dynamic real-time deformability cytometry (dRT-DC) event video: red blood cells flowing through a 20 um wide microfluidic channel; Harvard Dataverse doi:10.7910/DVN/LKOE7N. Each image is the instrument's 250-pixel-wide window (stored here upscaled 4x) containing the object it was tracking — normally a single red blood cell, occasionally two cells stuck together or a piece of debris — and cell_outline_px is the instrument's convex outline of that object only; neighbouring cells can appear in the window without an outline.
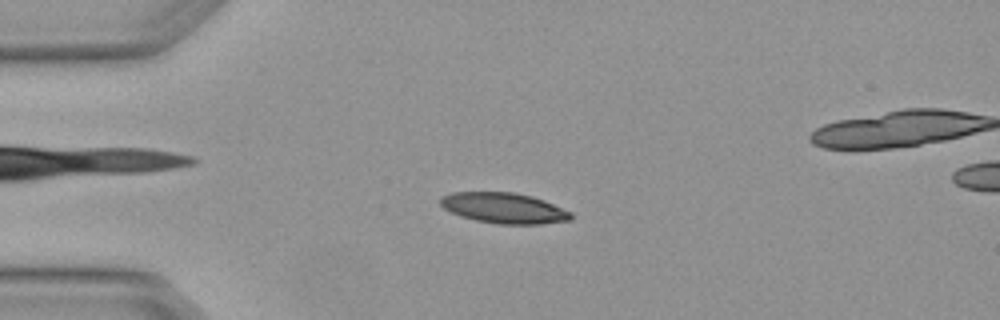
{"species": "Egyptian fruit bat (a non-hibernating species)", "species_latin": "Rousettus aegyptiacus", "temperature_condition": "warm", "stored_images_in_passage": 3, "camera_frame_rate_fps": 3000, "um_per_image_px": 0.085, "animal": {"sex": "female"}, "frame": {"image": 1, "passage_image": 1, "time_ms": 0.0, "image_size_px": [1000, 320], "cell_outline_px": [[572, 220], [540, 224], [496, 224], [476, 220], [460, 216], [444, 208], [440, 204], [440, 196], [452, 192], [512, 192], [532, 196], [544, 200], [572, 212]], "centroid_in_image_um": [42.84, 17.68], "position_along_channel_um": 42.2, "area_um2": 23.35}}
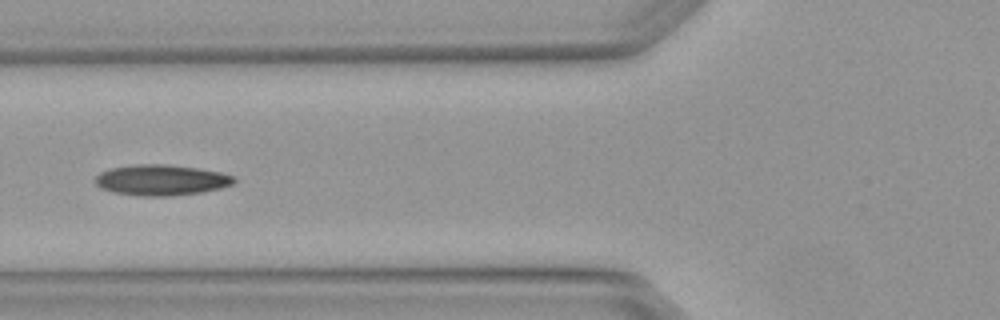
{"frame": {"image": 2, "passage_image": 3, "time_ms": 0.667, "image_size_px": [1000, 320], "cell_outline_px": [[236, 180], [232, 184], [220, 188], [200, 192], [172, 196], [144, 196], [116, 192], [104, 188], [96, 184], [92, 180], [100, 172], [108, 168], [132, 164], [164, 164], [196, 168], [220, 172], [232, 176]], "centroid_in_image_um": [13.67, 15.29], "position_along_channel_um": 112.1, "area_um2": 24.68}}